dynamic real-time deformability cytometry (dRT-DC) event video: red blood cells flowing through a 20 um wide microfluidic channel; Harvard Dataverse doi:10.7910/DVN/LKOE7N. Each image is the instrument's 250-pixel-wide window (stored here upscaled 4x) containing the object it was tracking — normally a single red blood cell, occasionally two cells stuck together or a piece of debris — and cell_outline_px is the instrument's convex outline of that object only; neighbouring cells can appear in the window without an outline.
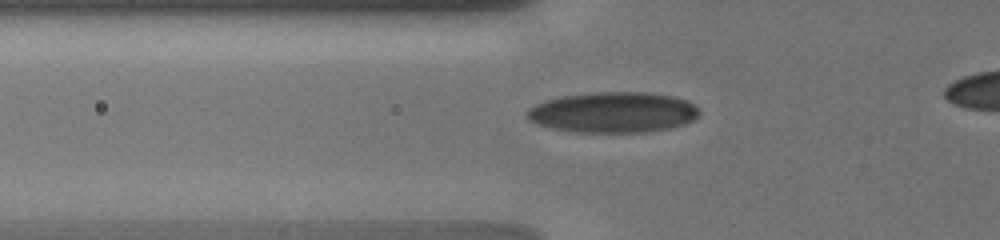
{"species": "human", "species_latin": "Homo sapiens", "temperature_condition": "cold", "stored_images_in_passage": 19, "camera_frame_rate_fps": 3000, "um_per_image_px": 0.085, "donor": {"sex": "male"}, "frame": {"image": 1, "passage_image": 2, "time_ms": 0.333, "image_size_px": [1000, 240], "cell_outline_px": [[700, 112], [692, 120], [684, 124], [672, 128], [648, 132], [572, 132], [552, 128], [536, 124], [528, 120], [524, 116], [524, 112], [528, 108], [544, 100], [560, 96], [592, 92], [648, 92], [676, 96], [688, 100], [696, 104], [700, 108]], "centroid_in_image_um": [52.11, 9.54], "position_along_channel_um": 73.7, "area_um2": 41.56}}
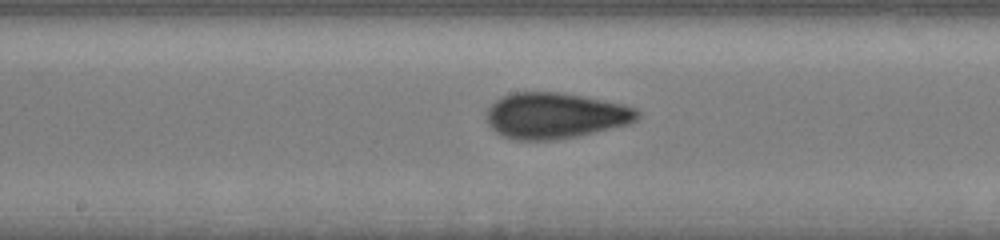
{"frame": {"image": 2, "passage_image": 12, "time_ms": 3.667, "image_size_px": [1000, 240], "cell_outline_px": [[640, 116], [636, 120], [628, 124], [576, 136], [556, 140], [512, 140], [496, 132], [488, 124], [484, 116], [488, 108], [496, 100], [512, 92], [556, 92], [580, 96], [624, 104], [636, 108], [640, 112]], "centroid_in_image_um": [47.16, 9.83], "position_along_channel_um": 201.0, "area_um2": 40.29}}
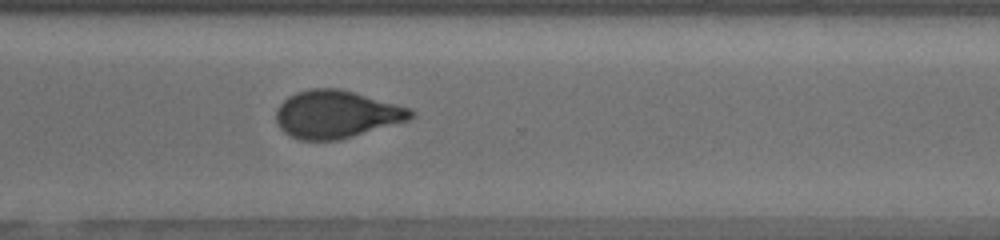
{"frame": {"image": 3, "passage_image": 19, "time_ms": 7.333, "image_size_px": [1000, 240], "cell_outline_px": [[416, 116], [408, 120], [340, 140], [300, 140], [284, 132], [280, 128], [276, 120], [276, 108], [288, 96], [296, 92], [312, 88], [340, 88], [412, 108], [416, 112]], "centroid_in_image_um": [28.61, 9.71], "position_along_channel_um": 342.0, "area_um2": 37.57}}